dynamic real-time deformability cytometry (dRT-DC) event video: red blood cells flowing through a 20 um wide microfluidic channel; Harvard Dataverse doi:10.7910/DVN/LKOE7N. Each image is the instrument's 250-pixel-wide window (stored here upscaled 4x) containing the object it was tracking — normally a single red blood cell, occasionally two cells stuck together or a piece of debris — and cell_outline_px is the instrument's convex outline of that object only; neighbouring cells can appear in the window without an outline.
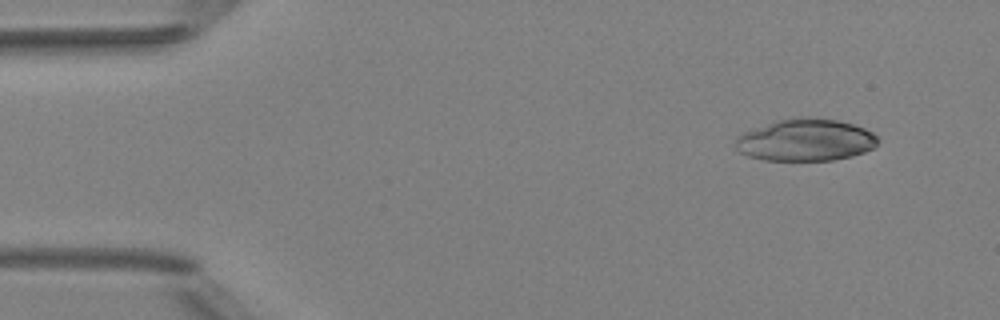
{"species": "Egyptian fruit bat (a non-hibernating species)", "species_latin": "Rousettus aegyptiacus", "temperature_condition": "room temperature", "stored_images_in_passage": 5, "camera_frame_rate_fps": 3000, "um_per_image_px": 0.085, "animal": {"sex": "female"}, "frame": {"image": 1, "passage_image": 2, "time_ms": 1.333, "image_size_px": [1000, 320], "cell_outline_px": [[880, 140], [872, 148], [864, 152], [852, 156], [832, 160], [764, 160], [748, 156], [740, 152], [732, 144], [736, 136], [744, 132], [776, 120], [800, 116], [808, 116], [836, 120], [852, 124], [864, 128], [872, 132]], "centroid_in_image_um": [68.44, 11.89], "position_along_channel_um": 16.6, "area_um2": 35.14}}
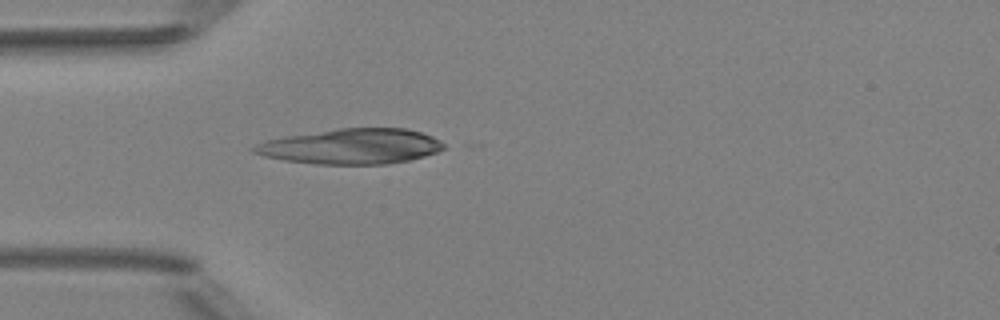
{"frame": {"image": 2, "passage_image": 5, "time_ms": 4.667, "image_size_px": [1000, 320], "cell_outline_px": [[448, 144], [444, 148], [436, 152], [424, 156], [408, 160], [388, 164], [316, 164], [284, 160], [264, 156], [252, 152], [248, 148], [256, 144], [268, 140], [288, 136], [340, 128], [404, 128], [420, 132], [432, 136]], "centroid_in_image_um": [29.87, 12.45], "position_along_channel_um": 55.1, "area_um2": 38.9}}